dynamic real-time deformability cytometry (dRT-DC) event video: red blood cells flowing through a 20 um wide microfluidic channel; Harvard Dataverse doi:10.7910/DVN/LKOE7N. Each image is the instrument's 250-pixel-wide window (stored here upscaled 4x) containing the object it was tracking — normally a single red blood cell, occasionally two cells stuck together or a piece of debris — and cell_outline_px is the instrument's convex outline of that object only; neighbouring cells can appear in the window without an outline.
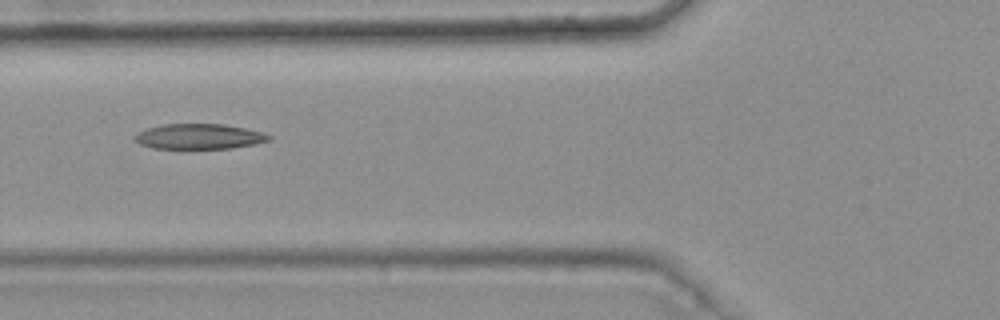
{"species": "common noctule bat (a hibernating species)", "species_latin": "Nyctalus noctula", "temperature_condition": "warm", "stored_images_in_passage": 5, "camera_frame_rate_fps": 3000, "um_per_image_px": 0.085, "animal": {"sex": "female", "body_mass_g": 25.1}, "frame": {"image": 1, "passage_image": 3, "time_ms": 0.667, "image_size_px": [1000, 320], "cell_outline_px": [[272, 140], [232, 148], [152, 148], [140, 144], [136, 140], [136, 132], [160, 124], [224, 124], [248, 128], [264, 132], [272, 136]], "centroid_in_image_um": [16.97, 11.59], "position_along_channel_um": 108.8, "area_um2": 19.77}}
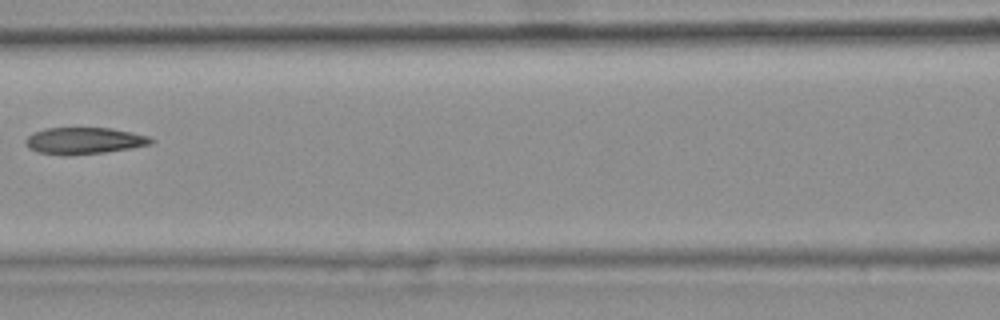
{"frame": {"image": 2, "passage_image": 4, "time_ms": 1.0, "image_size_px": [1000, 320], "cell_outline_px": [[156, 140], [152, 144], [104, 152], [68, 156], [60, 156], [36, 152], [28, 148], [24, 144], [24, 140], [28, 136], [44, 128], [112, 128], [132, 132], [148, 136]], "centroid_in_image_um": [7.11, 11.97], "position_along_channel_um": 159.5, "area_um2": 19.71}}